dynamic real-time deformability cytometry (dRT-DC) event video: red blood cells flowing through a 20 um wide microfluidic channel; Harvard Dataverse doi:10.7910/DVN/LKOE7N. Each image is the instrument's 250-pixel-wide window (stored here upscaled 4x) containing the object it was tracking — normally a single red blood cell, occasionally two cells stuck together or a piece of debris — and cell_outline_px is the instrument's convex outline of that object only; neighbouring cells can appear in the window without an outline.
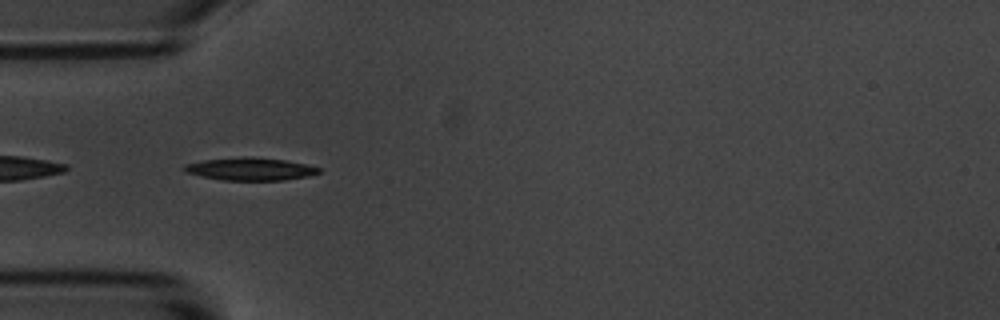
{"species": "common noctule bat (a hibernating species)", "species_latin": "Nyctalus noctula", "temperature_condition": "room temperature", "stored_images_in_passage": 2, "camera_frame_rate_fps": 3000, "um_per_image_px": 0.085, "animal": {"sex": "male", "body_mass_g": 20.1, "forearm_length_mm": 53.5}, "frame": {"image": 1, "passage_image": 1, "time_ms": 0.0, "image_size_px": [1000, 320], "cell_outline_px": [[320, 172], [308, 176], [284, 180], [224, 180], [204, 176], [188, 172], [180, 168], [184, 164], [200, 160], [240, 156], [252, 156], [284, 160], [308, 164], [320, 168]], "centroid_in_image_um": [21.26, 14.34], "position_along_channel_um": 63.7, "area_um2": 17.92}}